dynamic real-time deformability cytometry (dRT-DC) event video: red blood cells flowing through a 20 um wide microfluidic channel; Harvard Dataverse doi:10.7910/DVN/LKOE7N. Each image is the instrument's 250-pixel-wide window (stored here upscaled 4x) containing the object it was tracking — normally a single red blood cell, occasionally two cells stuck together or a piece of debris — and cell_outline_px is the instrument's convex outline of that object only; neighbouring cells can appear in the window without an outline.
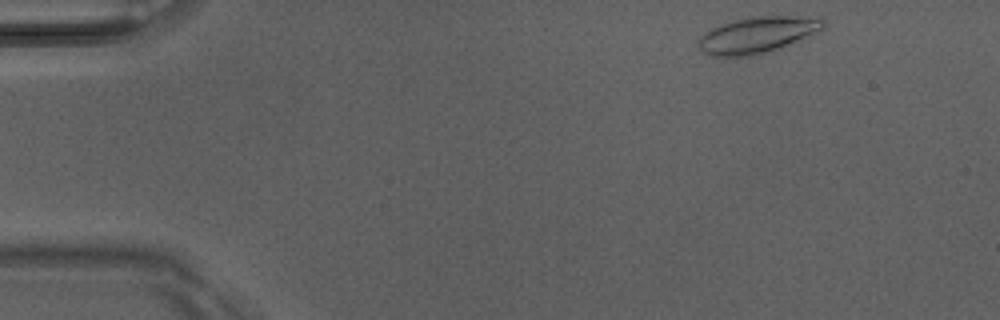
{"species": "Egyptian fruit bat (a non-hibernating species)", "species_latin": "Rousettus aegyptiacus", "temperature_condition": "room temperature", "stored_images_in_passage": 45, "camera_frame_rate_fps": 3000, "um_per_image_px": 0.085, "animal": {"sex": "male"}, "frame": {"image": 1, "passage_image": 1, "time_ms": 0.0, "image_size_px": [1000, 320], "cell_outline_px": [[824, 28], [772, 52], [752, 56], [712, 56], [704, 52], [696, 44], [700, 36], [704, 32], [720, 24], [752, 16], [820, 16], [824, 20]], "centroid_in_image_um": [64.38, 2.96], "position_along_channel_um": 20.6, "area_um2": 26.53}}
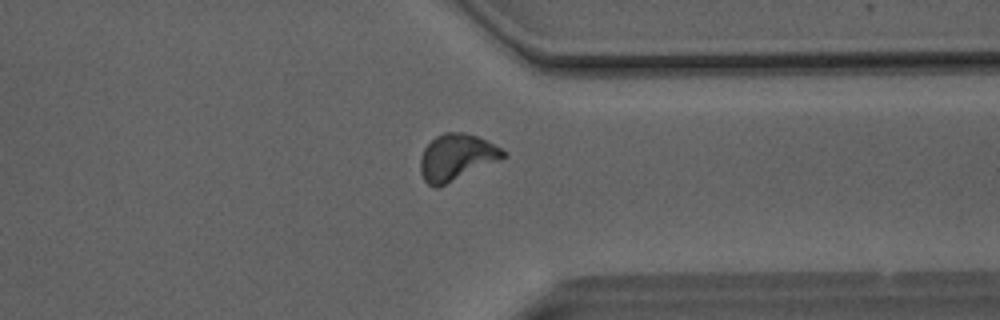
{"frame": {"image": 2, "passage_image": 34, "time_ms": 11.0, "image_size_px": [1000, 320], "cell_outline_px": [[508, 156], [500, 160], [436, 188], [428, 184], [424, 180], [420, 172], [420, 156], [424, 148], [436, 136], [444, 132], [464, 132], [476, 136], [508, 152]], "centroid_in_image_um": [38.79, 13.36], "position_along_channel_um": 372.6, "area_um2": 22.25}}
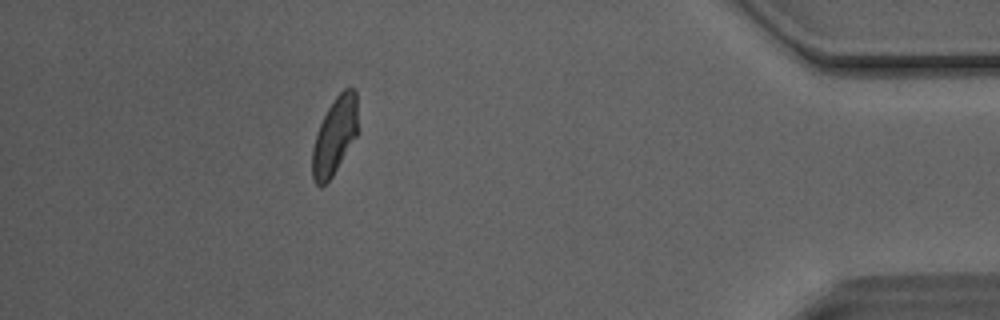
{"frame": {"image": 3, "passage_image": 40, "time_ms": 13.0, "image_size_px": [1000, 320], "cell_outline_px": [[356, 136], [332, 176], [320, 188], [312, 180], [312, 148], [316, 132], [328, 108], [336, 96], [344, 88], [352, 88], [356, 92]], "centroid_in_image_um": [28.41, 11.58], "position_along_channel_um": 406.8, "area_um2": 20.11}, "authors_computed_cell_mechanics": {"area_um2": 21.6172, "velocity_mm_per_s": 4.1051, "shape_relaxation_time_tau1_ms": 5.2257, "shape_relaxation_time_tau2_ms": 2.2688, "deformation_change_tau1": 0.1629, "deformation_change_tau2": 0.0796}}